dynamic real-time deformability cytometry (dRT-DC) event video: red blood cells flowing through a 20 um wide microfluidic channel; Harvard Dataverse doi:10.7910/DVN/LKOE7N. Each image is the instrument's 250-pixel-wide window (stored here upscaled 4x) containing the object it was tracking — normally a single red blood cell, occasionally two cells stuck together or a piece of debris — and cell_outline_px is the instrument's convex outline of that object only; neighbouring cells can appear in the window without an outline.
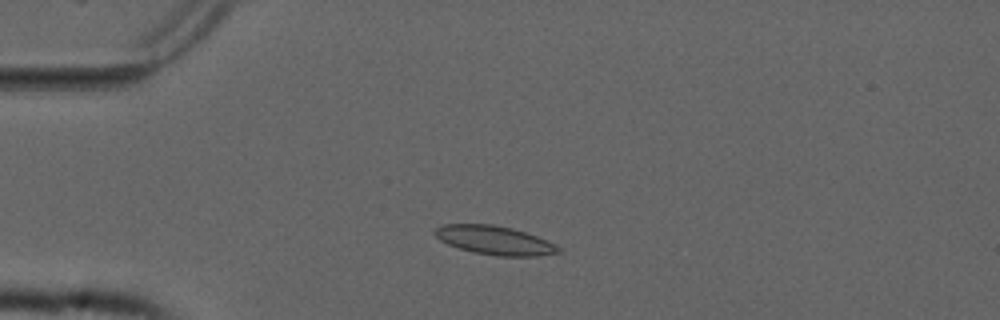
{"species": "common noctule bat (a hibernating species)", "species_latin": "Nyctalus noctula", "temperature_condition": "cold", "stored_images_in_passage": 42, "camera_frame_rate_fps": 3000, "um_per_image_px": 0.085, "animal": {"sex": "male", "forearm_length_mm": 52.5}, "frame": {"image": 1, "passage_image": 1, "time_ms": 0.0, "image_size_px": [1000, 320], "cell_outline_px": [[560, 252], [536, 256], [496, 256], [472, 252], [448, 244], [440, 240], [432, 232], [436, 228], [444, 224], [492, 224], [512, 228], [536, 236], [556, 244], [560, 248]], "centroid_in_image_um": [42.02, 20.42], "position_along_channel_um": 43.0, "area_um2": 20.63}}
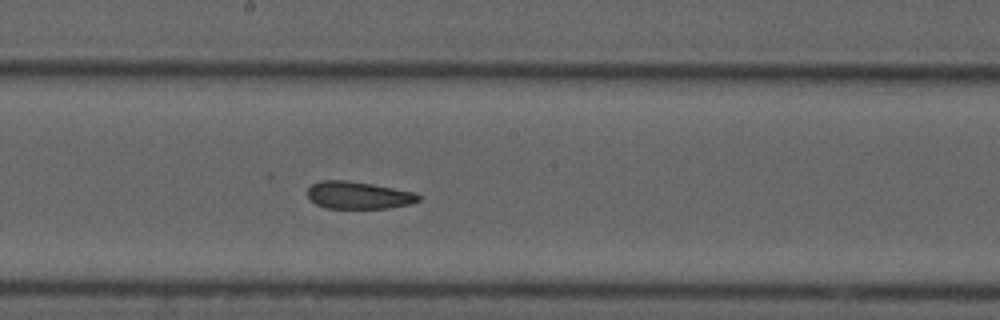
{"frame": {"image": 2, "passage_image": 17, "time_ms": 5.333, "image_size_px": [1000, 320], "cell_outline_px": [[420, 200], [408, 204], [388, 208], [324, 208], [316, 204], [308, 196], [308, 188], [312, 184], [320, 180], [348, 180], [372, 184], [416, 192], [420, 196]], "centroid_in_image_um": [30.46, 16.59], "position_along_channel_um": 217.7, "area_um2": 17.69}}
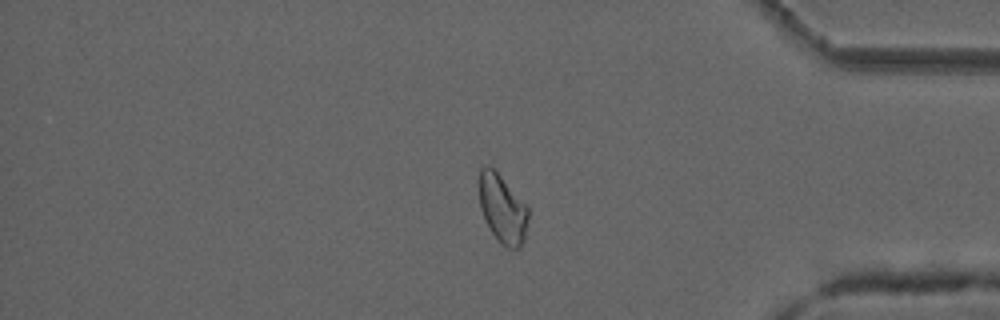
{"frame": {"image": 3, "passage_image": 33, "time_ms": 10.667, "image_size_px": [1000, 320], "cell_outline_px": [[528, 220], [524, 240], [520, 248], [508, 248], [500, 244], [492, 232], [480, 208], [480, 168], [488, 164], [500, 176], [528, 208]], "centroid_in_image_um": [42.72, 17.78], "position_along_channel_um": 392.5, "area_um2": 19.07}, "authors_computed_cell_mechanics": {"area_um2": 19.1607, "velocity_mm_per_s": 3.745, "shape_relaxation_time_tau1_ms": null, "shape_relaxation_time_tau2_ms": 2.5311, "deformation_change_tau1": null, "deformation_change_tau2": 0.0791}}